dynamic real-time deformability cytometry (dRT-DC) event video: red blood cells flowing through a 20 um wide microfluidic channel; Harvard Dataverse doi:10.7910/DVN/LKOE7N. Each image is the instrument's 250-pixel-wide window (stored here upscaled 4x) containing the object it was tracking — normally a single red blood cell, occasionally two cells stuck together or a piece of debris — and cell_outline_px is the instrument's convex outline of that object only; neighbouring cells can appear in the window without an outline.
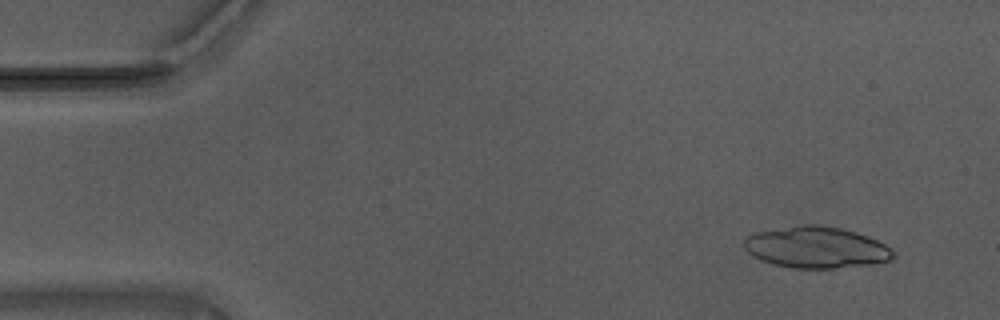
{"species": "Egyptian fruit bat (a non-hibernating species)", "species_latin": "Rousettus aegyptiacus", "temperature_condition": "warm", "stored_images_in_passage": 20, "camera_frame_rate_fps": 3000, "um_per_image_px": 0.085, "animal": {"sex": "male"}, "frame": {"image": 1, "passage_image": 4, "time_ms": 1.0, "image_size_px": [1000, 320], "cell_outline_px": [[892, 260], [872, 264], [832, 268], [792, 268], [772, 264], [760, 260], [752, 256], [744, 248], [744, 240], [748, 236], [756, 232], [800, 224], [820, 224], [840, 228], [856, 232], [868, 236], [892, 248]], "centroid_in_image_um": [69.35, 21.02], "position_along_channel_um": 15.6, "area_um2": 36.07}}